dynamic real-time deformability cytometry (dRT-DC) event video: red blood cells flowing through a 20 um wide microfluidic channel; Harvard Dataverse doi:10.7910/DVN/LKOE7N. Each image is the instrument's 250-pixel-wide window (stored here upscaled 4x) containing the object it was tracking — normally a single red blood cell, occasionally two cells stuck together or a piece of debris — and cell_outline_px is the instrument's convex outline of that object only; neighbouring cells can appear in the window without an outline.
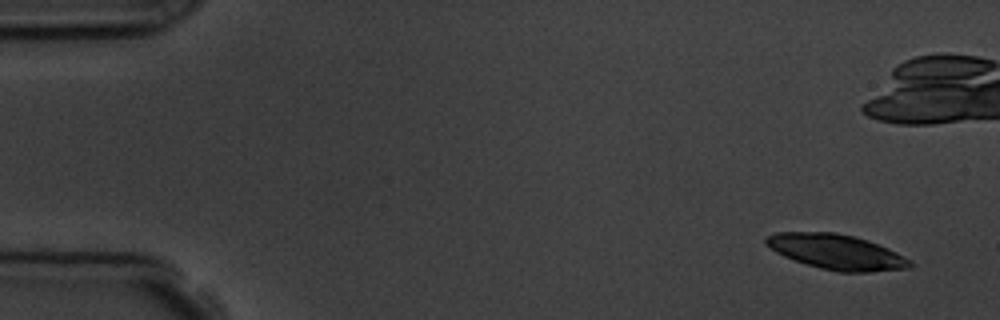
{"species": "common noctule bat (a hibernating species)", "species_latin": "Nyctalus noctula", "temperature_condition": "room temperature", "stored_images_in_passage": 6, "camera_frame_rate_fps": 3000, "um_per_image_px": 0.085, "animal": {"sex": "male", "body_mass_g": 19.5, "forearm_length_mm": 54.6}, "frame": {"image": 1, "passage_image": 1, "time_ms": 0.0, "image_size_px": [1000, 320], "cell_outline_px": [[916, 264], [912, 268], [868, 272], [840, 272], [820, 268], [784, 256], [776, 252], [764, 244], [764, 240], [768, 236], [776, 232], [836, 232], [856, 236], [868, 240], [888, 248], [912, 260]], "centroid_in_image_um": [71.15, 21.41], "position_along_channel_um": 13.8, "area_um2": 29.59}}